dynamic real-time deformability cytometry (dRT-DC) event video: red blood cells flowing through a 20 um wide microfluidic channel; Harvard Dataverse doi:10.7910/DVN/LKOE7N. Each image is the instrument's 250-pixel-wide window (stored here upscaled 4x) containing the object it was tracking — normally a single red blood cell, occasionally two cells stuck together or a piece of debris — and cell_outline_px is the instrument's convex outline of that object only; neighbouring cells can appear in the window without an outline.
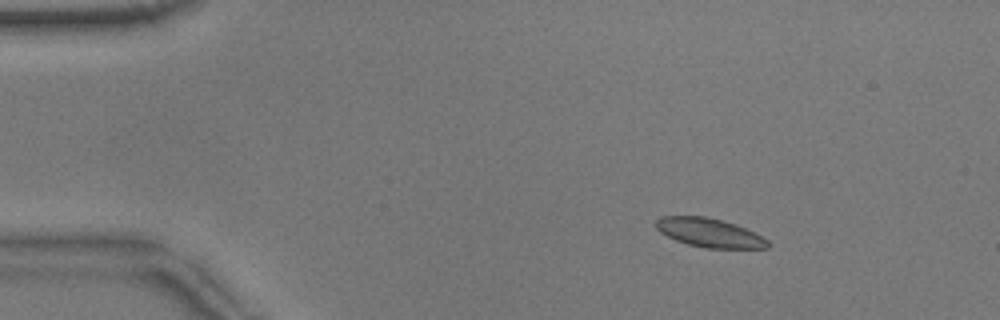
{"species": "common noctule bat (a hibernating species)", "species_latin": "Nyctalus noctula", "temperature_condition": "warm", "stored_images_in_passage": 53, "camera_frame_rate_fps": 3000, "um_per_image_px": 0.085, "animal": {"sex": "male", "body_mass_g": 17.9}, "frame": {"image": 1, "passage_image": 8, "time_ms": 2.333, "image_size_px": [1000, 320], "cell_outline_px": [[768, 248], [704, 248], [688, 244], [676, 240], [660, 232], [656, 228], [656, 220], [660, 216], [704, 216], [736, 224], [768, 240]], "centroid_in_image_um": [60.26, 19.78], "position_along_channel_um": 24.7, "area_um2": 18.55}}
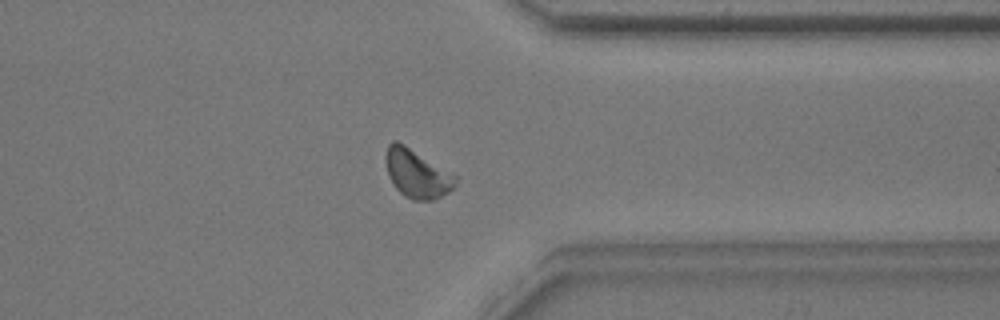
{"frame": {"image": 2, "passage_image": 42, "time_ms": 13.667, "image_size_px": [1000, 320], "cell_outline_px": [[460, 176], [456, 188], [432, 200], [412, 200], [404, 196], [392, 184], [388, 176], [384, 160], [384, 156], [388, 144], [392, 140], [396, 140], [404, 144]], "centroid_in_image_um": [35.47, 14.74], "position_along_channel_um": 375.9, "area_um2": 20.35}}
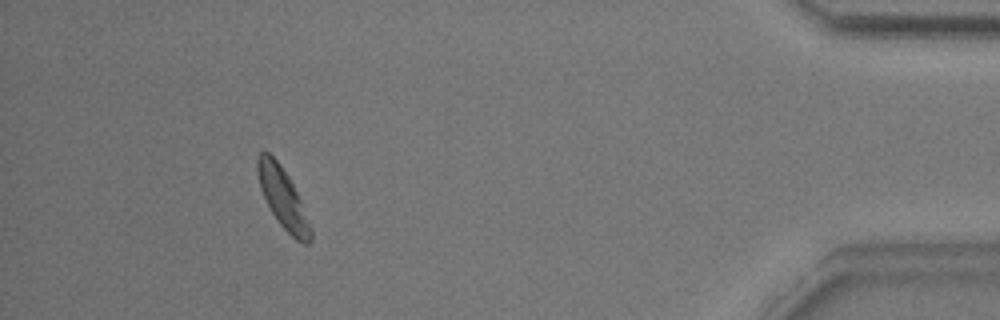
{"frame": {"image": 3, "passage_image": 49, "time_ms": 16.0, "image_size_px": [1000, 320], "cell_outline_px": [[312, 240], [308, 244], [304, 244], [296, 240], [280, 224], [272, 212], [260, 188], [256, 168], [256, 156], [260, 152], [268, 152], [276, 160], [288, 176], [300, 200], [312, 228]], "centroid_in_image_um": [24.04, 16.84], "position_along_channel_um": 411.2, "area_um2": 18.26}}